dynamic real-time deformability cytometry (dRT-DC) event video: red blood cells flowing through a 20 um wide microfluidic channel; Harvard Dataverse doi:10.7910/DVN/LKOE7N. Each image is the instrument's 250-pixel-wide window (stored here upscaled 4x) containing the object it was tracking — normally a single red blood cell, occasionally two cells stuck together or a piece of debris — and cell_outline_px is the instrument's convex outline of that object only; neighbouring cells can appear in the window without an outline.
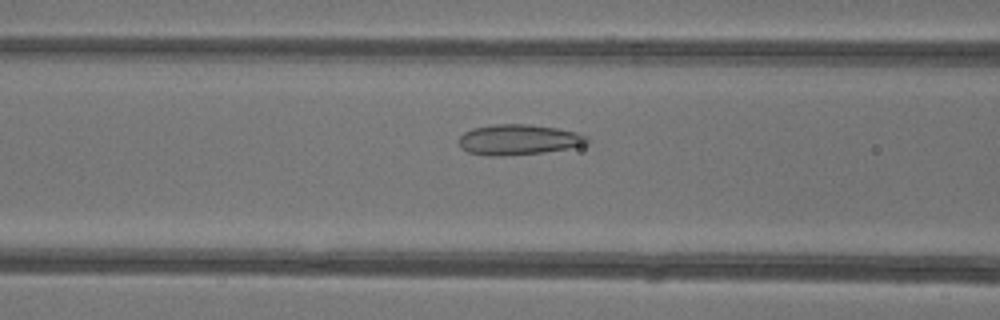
{"species": "common noctule bat (a hibernating species)", "species_latin": "Nyctalus noctula", "temperature_condition": "warm", "stored_images_in_passage": 36, "camera_frame_rate_fps": 3000, "um_per_image_px": 0.085, "animal": {"sex": "female"}, "frame": {"image": 1, "passage_image": 7, "time_ms": 2.0, "image_size_px": [1000, 320], "cell_outline_px": [[592, 140], [588, 144], [568, 148], [544, 152], [500, 156], [492, 156], [468, 152], [460, 148], [460, 136], [464, 132], [472, 128], [492, 124], [528, 124], [556, 128], [576, 132], [588, 136]], "centroid_in_image_um": [44.1, 11.86], "position_along_channel_um": 122.5, "area_um2": 22.83}}
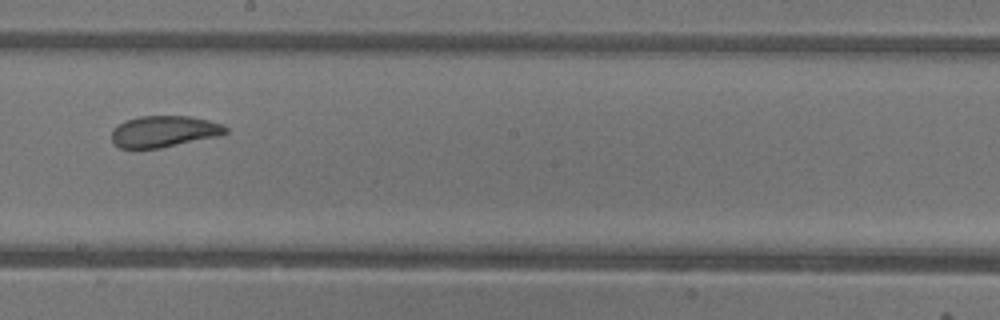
{"frame": {"image": 2, "passage_image": 15, "time_ms": 4.667, "image_size_px": [1000, 320], "cell_outline_px": [[228, 132], [220, 136], [160, 148], [120, 148], [112, 144], [112, 132], [124, 120], [140, 116], [188, 116], [208, 120], [224, 124], [228, 128]], "centroid_in_image_um": [13.97, 11.17], "position_along_channel_um": 234.2, "area_um2": 20.92}}
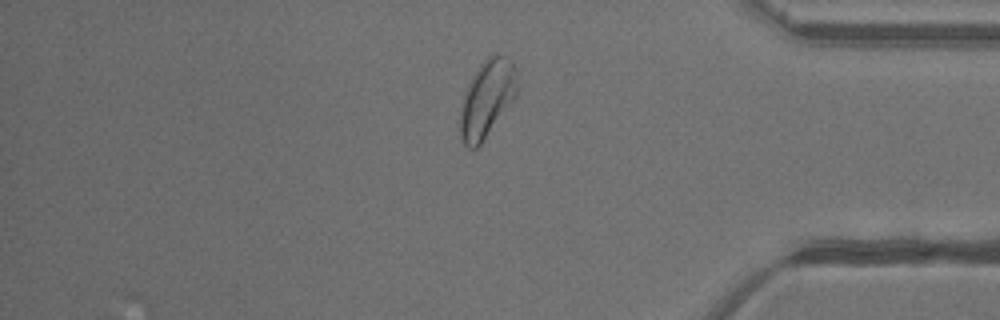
{"frame": {"image": 3, "passage_image": 28, "time_ms": 9.0, "image_size_px": [1000, 320], "cell_outline_px": [[516, 96], [480, 144], [476, 148], [468, 148], [464, 144], [460, 136], [460, 112], [464, 96], [468, 84], [472, 76], [480, 64], [488, 56], [496, 52], [512, 60], [516, 72]], "centroid_in_image_um": [41.38, 8.36], "position_along_channel_um": 393.8, "area_um2": 25.32}, "authors_computed_cell_mechanics": {"area_um2": 22.7154, "velocity_mm_per_s": 4.1959, "shape_relaxation_time_tau1_ms": 6.2534, "shape_relaxation_time_tau2_ms": 1.0743, "deformation_change_tau1": 0.1531, "deformation_change_tau2": 0.0844}}